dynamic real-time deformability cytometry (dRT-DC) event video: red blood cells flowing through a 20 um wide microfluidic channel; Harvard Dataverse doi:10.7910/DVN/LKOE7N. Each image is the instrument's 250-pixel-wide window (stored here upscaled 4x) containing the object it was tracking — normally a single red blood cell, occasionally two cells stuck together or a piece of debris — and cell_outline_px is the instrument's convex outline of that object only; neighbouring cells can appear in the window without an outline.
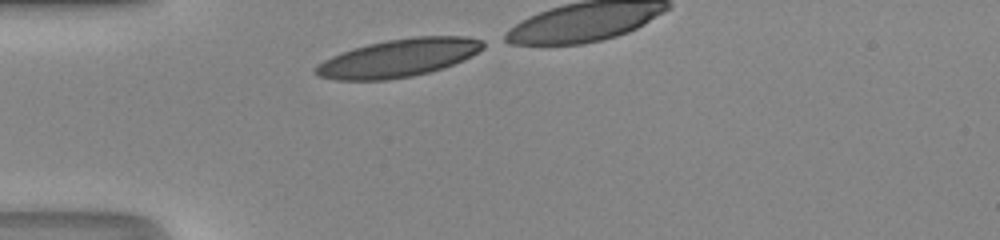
{"species": "human", "species_latin": "Homo sapiens", "temperature_condition": "room temperature", "stored_images_in_passage": 9, "camera_frame_rate_fps": 3000, "um_per_image_px": 0.085, "donor": {"sex": "male"}, "frame": {"image": 1, "passage_image": 1, "time_ms": 0.0, "image_size_px": [1000, 240], "cell_outline_px": [[484, 44], [476, 52], [460, 60], [424, 72], [404, 76], [368, 80], [348, 80], [324, 76], [316, 72], [316, 68], [328, 60], [336, 56], [360, 48], [376, 44], [396, 40], [432, 36], [448, 36], [480, 40]], "centroid_in_image_um": [33.91, 4.93], "position_along_channel_um": 51.1, "area_um2": 33.41}}
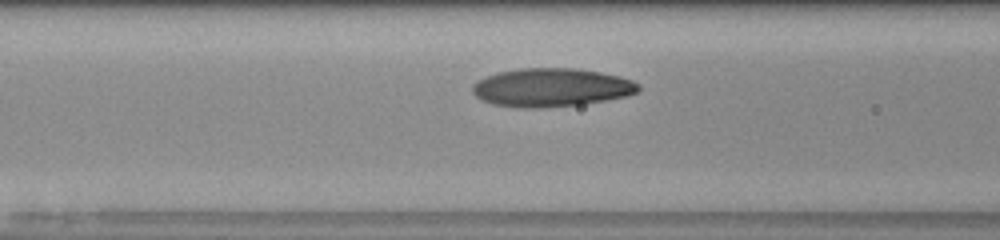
{"frame": {"image": 2, "passage_image": 7, "time_ms": 2.0, "image_size_px": [1000, 240], "cell_outline_px": [[636, 92], [596, 100], [568, 104], [504, 104], [488, 100], [480, 96], [476, 92], [476, 84], [492, 76], [508, 72], [592, 72], [612, 76], [628, 80], [636, 84]], "centroid_in_image_um": [46.93, 7.45], "position_along_channel_um": 119.7, "area_um2": 30.69}}